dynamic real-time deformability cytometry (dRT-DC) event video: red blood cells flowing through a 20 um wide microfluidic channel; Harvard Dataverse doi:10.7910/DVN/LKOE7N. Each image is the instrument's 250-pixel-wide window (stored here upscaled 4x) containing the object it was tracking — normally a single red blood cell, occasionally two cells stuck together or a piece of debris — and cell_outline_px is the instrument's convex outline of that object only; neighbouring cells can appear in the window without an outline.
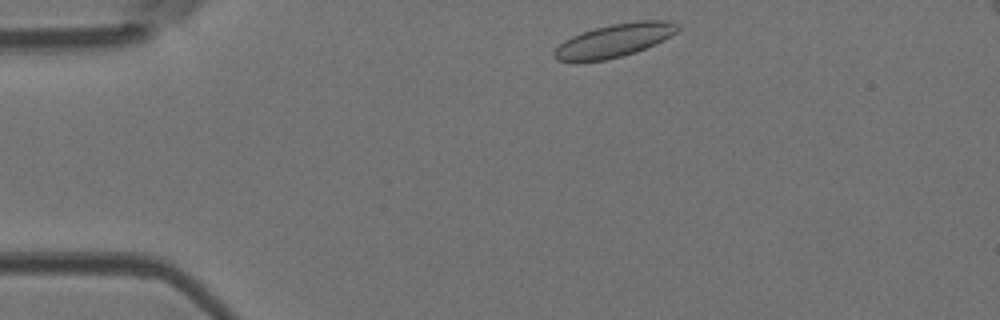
{"species": "Egyptian fruit bat (a non-hibernating species)", "species_latin": "Rousettus aegyptiacus", "temperature_condition": "room temperature", "stored_images_in_passage": 34, "camera_frame_rate_fps": 3000, "um_per_image_px": 0.085, "animal": {"sex": "female"}, "frame": {"image": 1, "passage_image": 2, "time_ms": 0.333, "image_size_px": [1000, 320], "cell_outline_px": [[680, 28], [676, 32], [664, 40], [636, 52], [624, 56], [604, 60], [576, 64], [556, 60], [552, 56], [552, 52], [564, 40], [572, 36], [596, 28], [612, 24], [636, 20], [668, 20], [680, 24]], "centroid_in_image_um": [52.18, 3.47], "position_along_channel_um": 32.8, "area_um2": 24.45}}
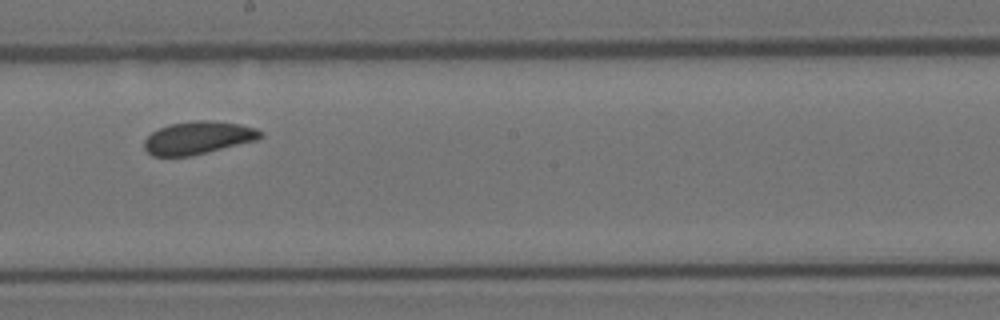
{"frame": {"image": 2, "passage_image": 22, "time_ms": 7.0, "image_size_px": [1000, 320], "cell_outline_px": [[264, 136], [256, 140], [192, 156], [152, 156], [144, 148], [144, 140], [152, 132], [168, 124], [192, 120], [208, 120], [240, 124], [256, 128], [264, 132]], "centroid_in_image_um": [16.84, 11.7], "position_along_channel_um": 231.4, "area_um2": 22.31}}
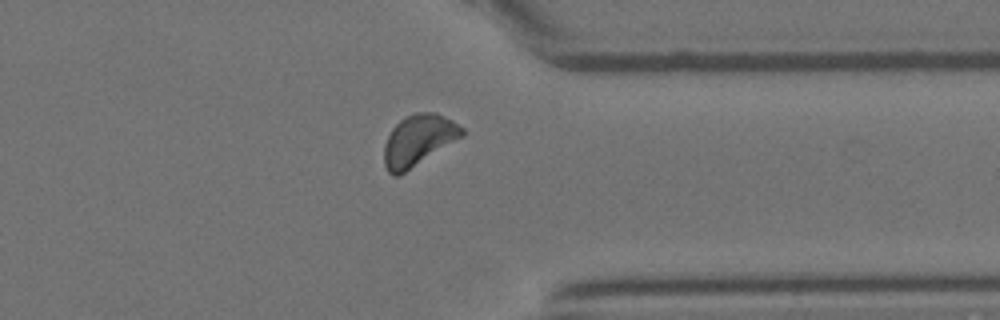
{"frame": {"image": 3, "passage_image": 34, "time_ms": 11.0, "image_size_px": [1000, 320], "cell_outline_px": [[464, 136], [400, 176], [392, 176], [388, 172], [384, 164], [384, 144], [392, 128], [400, 120], [416, 112], [436, 112], [452, 120], [464, 128]], "centroid_in_image_um": [35.57, 11.94], "position_along_channel_um": 375.8, "area_um2": 23.41}, "authors_computed_cell_mechanics": {"area_um2": 22.4264, "velocity_mm_per_s": 3.7097, "shape_relaxation_time_tau1_ms": 3.3564, "shape_relaxation_time_tau2_ms": 1.1434, "deformation_change_tau1": 0.071, "deformation_change_tau2": 0.0518}}